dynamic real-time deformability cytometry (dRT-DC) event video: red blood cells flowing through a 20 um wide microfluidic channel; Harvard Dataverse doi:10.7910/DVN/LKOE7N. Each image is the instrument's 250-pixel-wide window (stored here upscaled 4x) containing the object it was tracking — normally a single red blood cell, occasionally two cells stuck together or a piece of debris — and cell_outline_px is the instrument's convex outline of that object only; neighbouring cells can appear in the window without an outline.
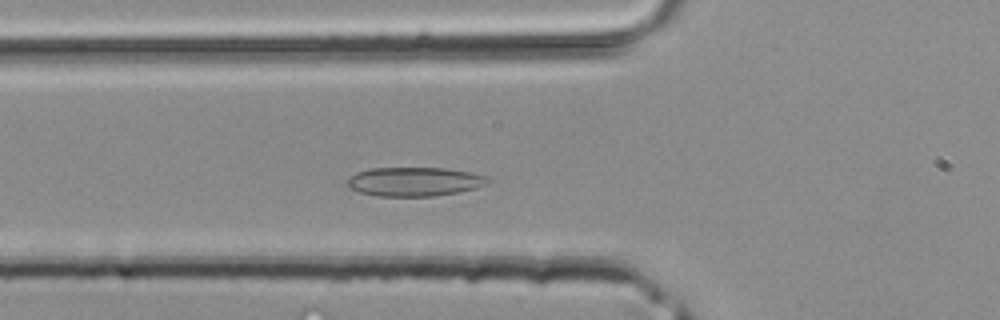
{"species": "common noctule bat (a hibernating species)", "species_latin": "Nyctalus noctula", "temperature_condition": "room temperature", "stored_images_in_passage": 38, "camera_frame_rate_fps": 3000, "um_per_image_px": 0.085, "animal": {"sex": "male", "body_mass_g": 20.4}, "frame": {"image": 1, "passage_image": 11, "time_ms": 3.333, "image_size_px": [1000, 320], "cell_outline_px": [[492, 180], [476, 188], [456, 192], [432, 196], [376, 196], [360, 192], [348, 188], [348, 180], [356, 172], [368, 168], [444, 168], [472, 172], [484, 176]], "centroid_in_image_um": [35.2, 15.43], "position_along_channel_um": 90.6, "area_um2": 23.64}}
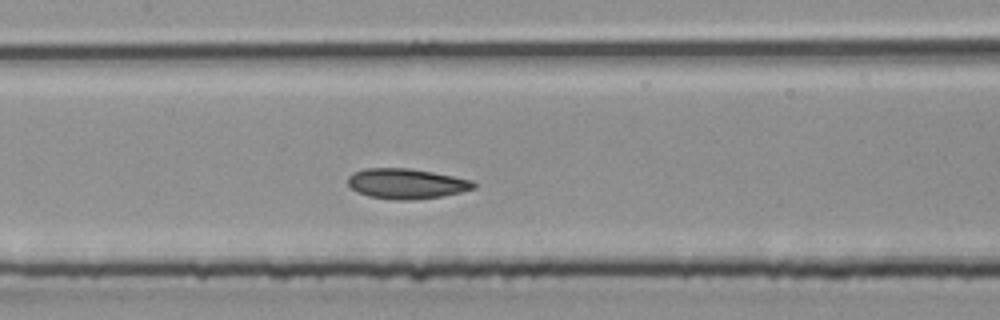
{"frame": {"image": 2, "passage_image": 16, "time_ms": 5.0, "image_size_px": [1000, 320], "cell_outline_px": [[476, 188], [460, 192], [440, 196], [408, 200], [396, 200], [368, 196], [356, 192], [348, 184], [348, 176], [352, 172], [364, 168], [408, 168], [432, 172], [472, 180], [476, 184]], "centroid_in_image_um": [34.5, 15.6], "position_along_channel_um": 172.9, "area_um2": 22.08}}
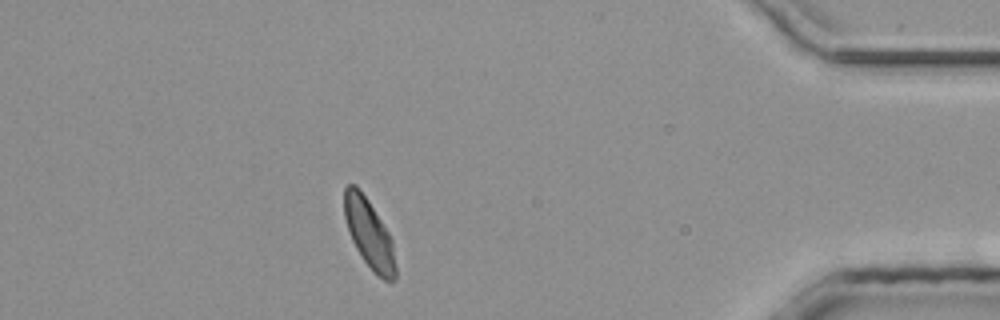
{"frame": {"image": 3, "passage_image": 33, "time_ms": 10.667, "image_size_px": [1000, 320], "cell_outline_px": [[396, 280], [392, 284], [376, 276], [372, 272], [360, 256], [352, 240], [344, 216], [344, 188], [348, 184], [356, 184], [368, 200], [388, 232], [392, 240], [396, 268]], "centroid_in_image_um": [31.39, 19.92], "position_along_channel_um": 403.8, "area_um2": 20.81}}